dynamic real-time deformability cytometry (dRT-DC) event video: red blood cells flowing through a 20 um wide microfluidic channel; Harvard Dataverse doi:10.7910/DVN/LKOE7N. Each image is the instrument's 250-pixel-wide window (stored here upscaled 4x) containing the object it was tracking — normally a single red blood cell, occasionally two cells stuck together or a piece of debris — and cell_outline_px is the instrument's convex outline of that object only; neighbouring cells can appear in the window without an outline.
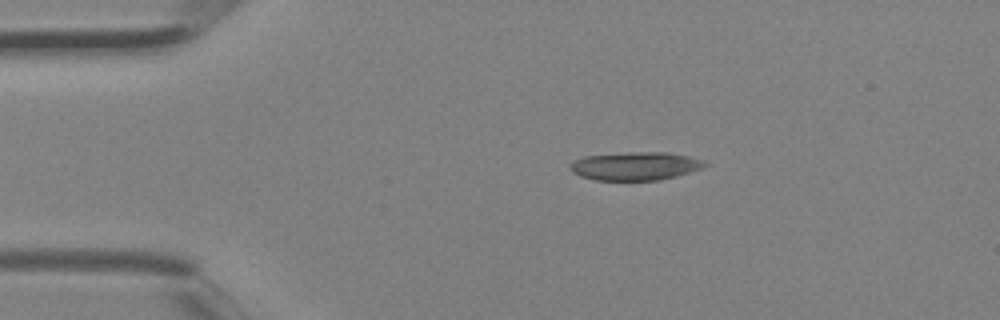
{"species": "Egyptian fruit bat (a non-hibernating species)", "species_latin": "Rousettus aegyptiacus", "temperature_condition": "room temperature", "stored_images_in_passage": 2, "camera_frame_rate_fps": 3000, "um_per_image_px": 0.085, "animal": {"sex": "female"}, "frame": {"image": 1, "passage_image": 1, "time_ms": 0.0, "image_size_px": [1000, 320], "cell_outline_px": [[708, 164], [700, 168], [676, 176], [660, 180], [596, 180], [580, 176], [572, 172], [572, 164], [576, 160], [584, 156], [628, 152], [664, 152], [688, 156], [704, 160]], "centroid_in_image_um": [54.01, 14.11], "position_along_channel_um": 31.0, "area_um2": 21.91}}